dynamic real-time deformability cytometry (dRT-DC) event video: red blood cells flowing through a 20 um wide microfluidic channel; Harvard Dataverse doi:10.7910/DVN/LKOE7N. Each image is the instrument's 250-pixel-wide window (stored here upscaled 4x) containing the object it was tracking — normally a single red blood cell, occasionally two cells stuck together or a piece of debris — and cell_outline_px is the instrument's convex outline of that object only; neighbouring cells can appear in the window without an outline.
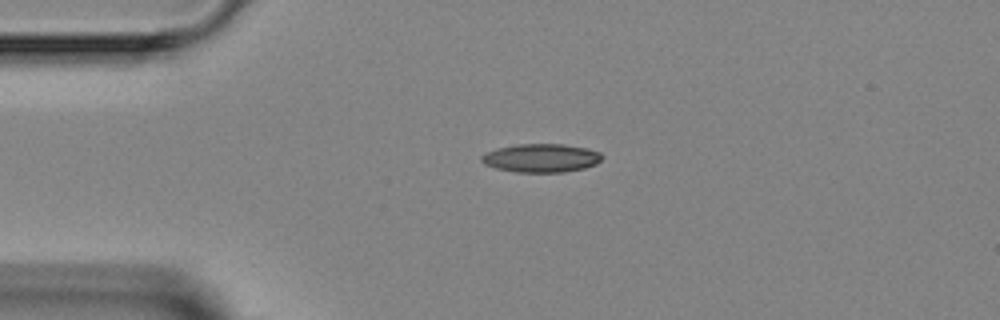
{"species": "Egyptian fruit bat (a non-hibernating species)", "species_latin": "Rousettus aegyptiacus", "temperature_condition": "room temperature", "stored_images_in_passage": 3, "camera_frame_rate_fps": 3000, "um_per_image_px": 0.085, "animal": {"sex": "female"}, "frame": {"image": 1, "passage_image": 1, "time_ms": 0.0, "image_size_px": [1000, 320], "cell_outline_px": [[604, 156], [596, 164], [584, 168], [564, 172], [516, 172], [496, 168], [484, 164], [480, 160], [480, 156], [496, 148], [516, 144], [564, 144], [588, 148], [600, 152]], "centroid_in_image_um": [46.01, 13.42], "position_along_channel_um": 39.0, "area_um2": 20.11}}
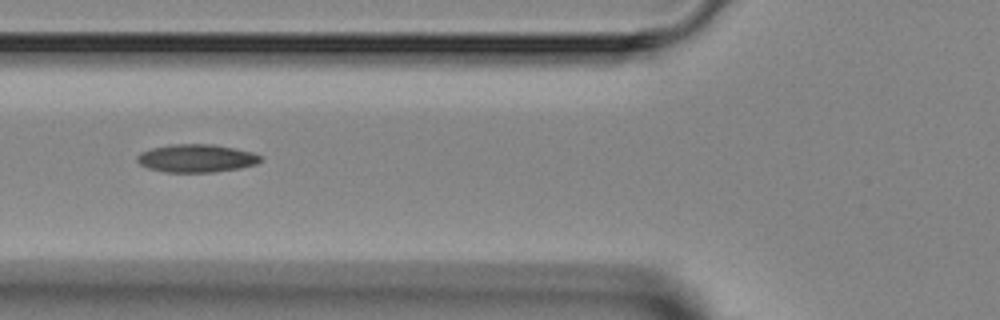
{"frame": {"image": 2, "passage_image": 3, "time_ms": 2.333, "image_size_px": [1000, 320], "cell_outline_px": [[264, 160], [256, 164], [240, 168], [212, 172], [164, 172], [148, 168], [140, 164], [136, 160], [136, 156], [140, 152], [152, 148], [168, 144], [212, 144], [252, 152], [264, 156]], "centroid_in_image_um": [16.7, 13.45], "position_along_channel_um": 109.1, "area_um2": 20.29}}